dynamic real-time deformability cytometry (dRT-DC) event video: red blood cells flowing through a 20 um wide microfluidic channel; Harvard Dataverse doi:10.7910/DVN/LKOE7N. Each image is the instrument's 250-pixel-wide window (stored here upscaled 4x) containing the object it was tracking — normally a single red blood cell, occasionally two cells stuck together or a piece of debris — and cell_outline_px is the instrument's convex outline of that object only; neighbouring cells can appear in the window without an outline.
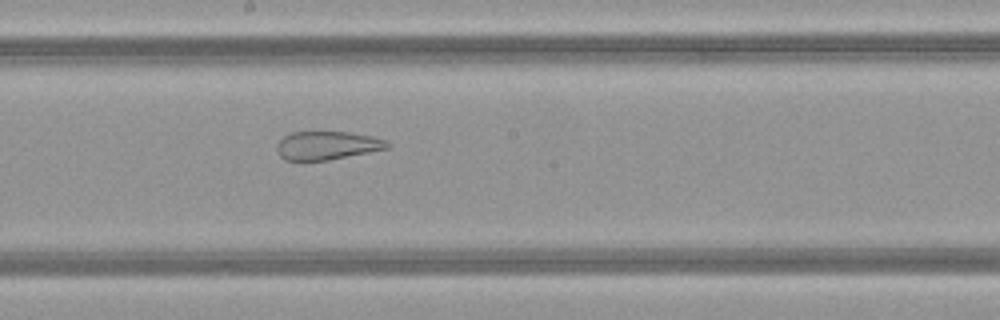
{"species": "common noctule bat (a hibernating species)", "species_latin": "Nyctalus noctula", "temperature_condition": "warm", "stored_images_in_passage": 49, "camera_frame_rate_fps": 3000, "um_per_image_px": 0.085, "animal": {"sex": "female", "body_mass_g": 21.9}, "frame": {"image": 1, "passage_image": 27, "time_ms": 8.667, "image_size_px": [1000, 320], "cell_outline_px": [[392, 144], [388, 148], [328, 160], [284, 160], [280, 156], [276, 148], [276, 144], [284, 136], [292, 132], [348, 132], [372, 136], [388, 140]], "centroid_in_image_um": [27.82, 12.36], "position_along_channel_um": 220.4, "area_um2": 18.26}}
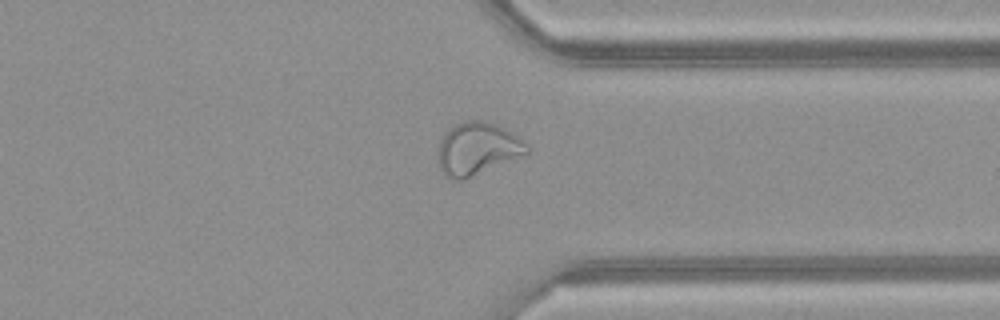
{"frame": {"image": 2, "passage_image": 38, "time_ms": 12.333, "image_size_px": [1000, 320], "cell_outline_px": [[528, 156], [464, 180], [452, 180], [444, 176], [440, 168], [440, 140], [444, 132], [448, 128], [464, 120], [484, 120], [496, 124], [504, 128], [528, 144]], "centroid_in_image_um": [40.62, 12.66], "position_along_channel_um": 370.8, "area_um2": 27.74}}
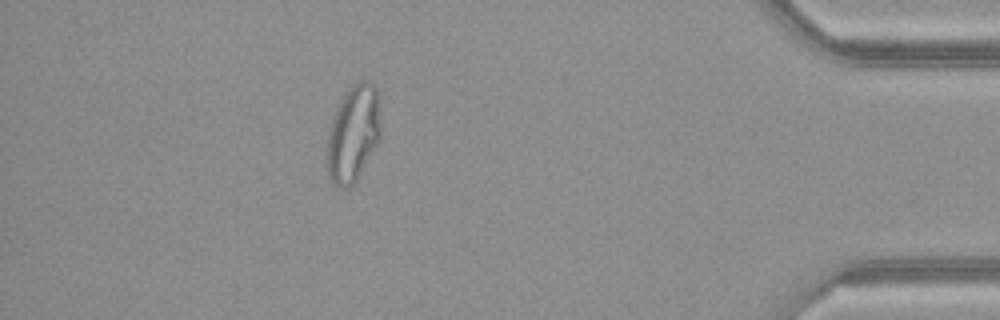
{"frame": {"image": 3, "passage_image": 44, "time_ms": 14.333, "image_size_px": [1000, 320], "cell_outline_px": [[380, 140], [356, 184], [348, 188], [336, 188], [332, 184], [328, 176], [328, 132], [332, 116], [340, 100], [348, 88], [360, 80], [368, 80], [376, 88], [380, 124]], "centroid_in_image_um": [30.02, 11.42], "position_along_channel_um": 405.2, "area_um2": 30.63}, "authors_computed_cell_mechanics": {"area_um2": 29.5936, "velocity_mm_per_s": 4.1531, "shape_relaxation_time_tau1_ms": null, "shape_relaxation_time_tau2_ms": 1.1009, "deformation_change_tau1": null, "deformation_change_tau2": 0.0983}}